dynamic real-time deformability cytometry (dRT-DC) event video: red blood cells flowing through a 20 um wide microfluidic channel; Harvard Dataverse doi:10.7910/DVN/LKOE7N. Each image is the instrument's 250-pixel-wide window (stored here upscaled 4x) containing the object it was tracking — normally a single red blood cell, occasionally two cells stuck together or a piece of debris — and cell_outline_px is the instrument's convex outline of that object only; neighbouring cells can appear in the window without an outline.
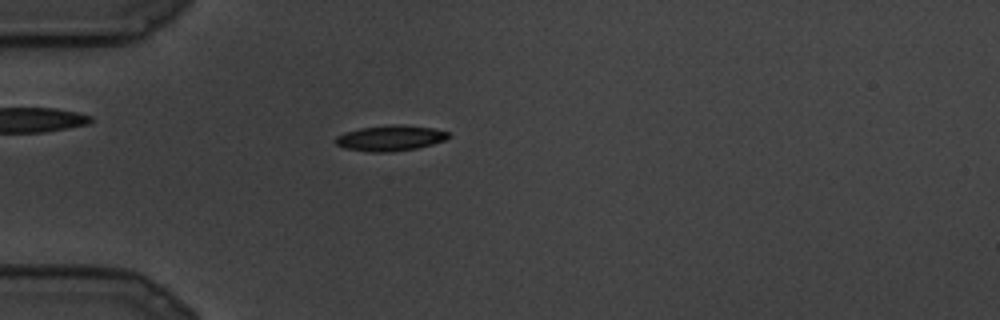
{"species": "common noctule bat (a hibernating species)", "species_latin": "Nyctalus noctula", "temperature_condition": "cold", "stored_images_in_passage": 5, "camera_frame_rate_fps": 3000, "um_per_image_px": 0.085, "animal": {"sex": "male", "body_mass_g": 19.5, "forearm_length_mm": 54.6}, "frame": {"image": 1, "passage_image": 1, "time_ms": 0.0, "image_size_px": [1000, 320], "cell_outline_px": [[448, 136], [444, 140], [432, 144], [416, 148], [384, 152], [372, 152], [344, 148], [336, 144], [332, 140], [336, 136], [344, 132], [360, 128], [392, 124], [404, 124], [432, 128], [448, 132]], "centroid_in_image_um": [33.11, 11.72], "position_along_channel_um": 51.9, "area_um2": 16.76}}
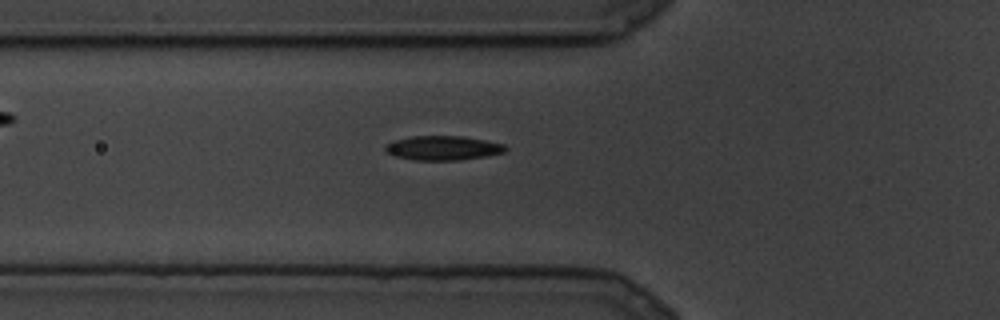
{"frame": {"image": 2, "passage_image": 3, "time_ms": 0.667, "image_size_px": [1000, 320], "cell_outline_px": [[508, 148], [504, 152], [484, 156], [460, 160], [416, 160], [392, 156], [384, 148], [384, 144], [392, 140], [412, 136], [464, 136], [504, 144]], "centroid_in_image_um": [37.6, 12.57], "position_along_channel_um": 88.2, "area_um2": 17.11}}
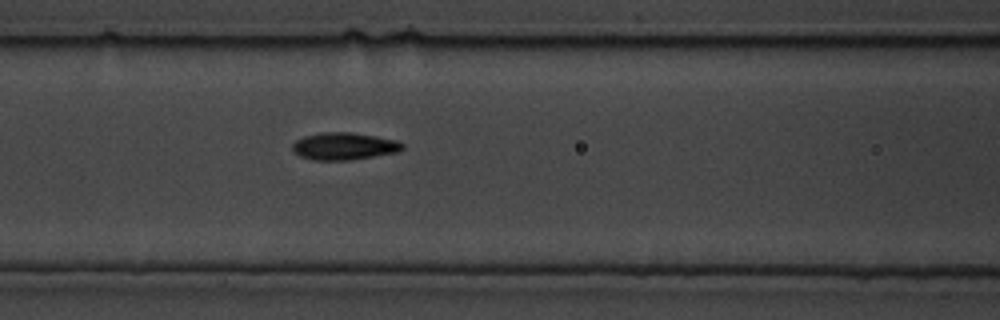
{"frame": {"image": 3, "passage_image": 5, "time_ms": 1.333, "image_size_px": [1000, 320], "cell_outline_px": [[404, 148], [400, 152], [348, 160], [312, 160], [300, 156], [292, 148], [292, 144], [296, 140], [304, 136], [320, 132], [352, 132], [376, 136], [396, 140], [404, 144]], "centroid_in_image_um": [29.26, 12.42], "position_along_channel_um": 137.3, "area_um2": 17.57}}